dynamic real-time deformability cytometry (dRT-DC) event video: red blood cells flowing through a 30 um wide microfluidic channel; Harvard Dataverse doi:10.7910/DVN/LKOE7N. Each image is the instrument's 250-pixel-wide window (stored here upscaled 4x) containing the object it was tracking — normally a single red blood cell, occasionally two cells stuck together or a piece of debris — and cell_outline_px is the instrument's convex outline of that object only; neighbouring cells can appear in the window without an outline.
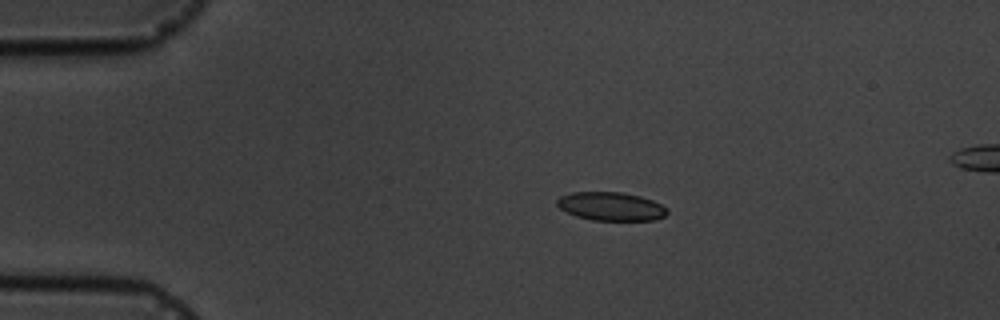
{"species": "common noctule bat (a hibernating species)", "species_latin": "Nyctalus noctula", "temperature_condition": "cold", "stored_images_in_passage": 9, "camera_frame_rate_fps": 3000, "um_per_image_px": 0.085, "animal": {"sex": "male", "body_mass_g": 19.5, "forearm_length_mm": 54.6}, "frame": {"image": 1, "passage_image": 3, "time_ms": 2.333, "image_size_px": [1000, 320], "cell_outline_px": [[668, 212], [664, 216], [656, 220], [592, 220], [576, 216], [560, 208], [556, 204], [556, 200], [560, 196], [572, 192], [620, 192], [640, 196], [652, 200], [668, 208]], "centroid_in_image_um": [51.93, 17.54], "position_along_channel_um": 33.1, "area_um2": 18.26}}
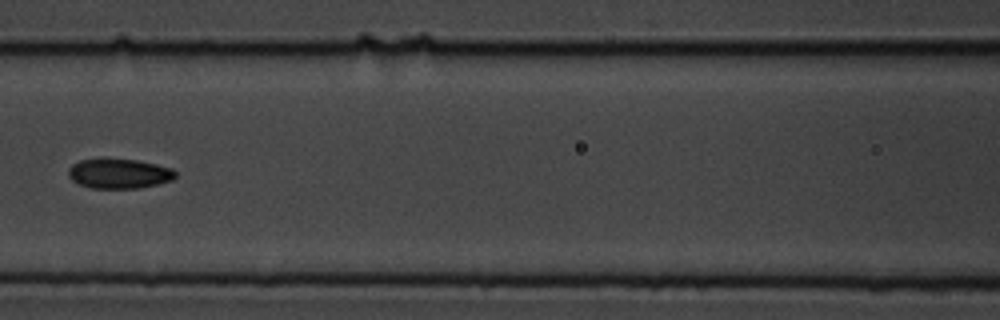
{"frame": {"image": 2, "passage_image": 7, "time_ms": 7.0, "image_size_px": [1000, 320], "cell_outline_px": [[176, 176], [172, 180], [140, 188], [92, 188], [80, 184], [72, 180], [68, 176], [68, 168], [72, 164], [80, 160], [100, 156], [104, 156], [136, 160], [156, 164], [172, 168], [176, 172]], "centroid_in_image_um": [10.08, 14.71], "position_along_channel_um": 156.5, "area_um2": 19.13}}
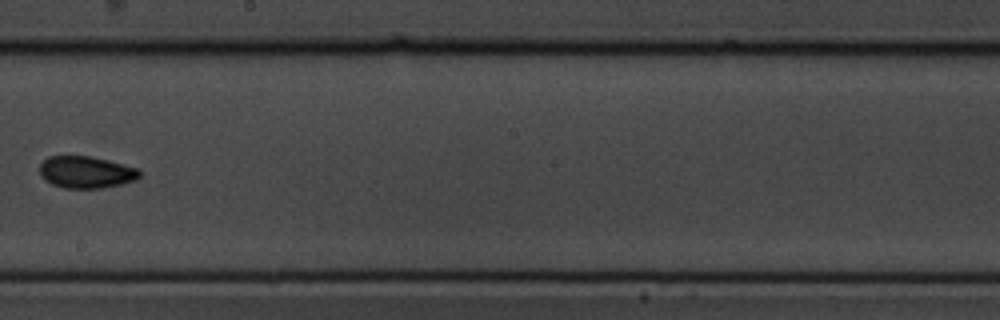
{"frame": {"image": 3, "passage_image": 9, "time_ms": 9.333, "image_size_px": [1000, 320], "cell_outline_px": [[140, 176], [136, 180], [104, 188], [64, 188], [52, 184], [44, 180], [40, 176], [40, 164], [48, 156], [88, 156], [108, 160], [140, 168]], "centroid_in_image_um": [7.32, 14.63], "position_along_channel_um": 240.9, "area_um2": 18.73}}